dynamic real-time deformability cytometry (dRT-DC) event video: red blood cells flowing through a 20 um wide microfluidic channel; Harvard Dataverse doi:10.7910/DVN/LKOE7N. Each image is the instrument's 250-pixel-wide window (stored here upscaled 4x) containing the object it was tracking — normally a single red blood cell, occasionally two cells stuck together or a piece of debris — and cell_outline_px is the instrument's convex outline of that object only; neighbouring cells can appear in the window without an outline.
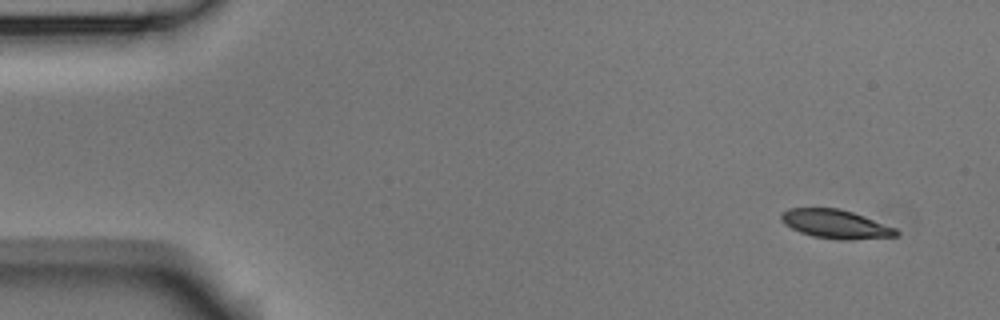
{"species": "Egyptian fruit bat (a non-hibernating species)", "species_latin": "Rousettus aegyptiacus", "temperature_condition": "room temperature", "stored_images_in_passage": 5, "camera_frame_rate_fps": 3000, "um_per_image_px": 0.085, "animal": {"sex": "male"}, "frame": {"image": 1, "passage_image": 1, "time_ms": 0.0, "image_size_px": [1000, 320], "cell_outline_px": [[900, 232], [896, 236], [852, 240], [840, 240], [812, 236], [800, 232], [784, 224], [780, 220], [780, 216], [788, 208], [840, 208], [864, 216], [896, 228]], "centroid_in_image_um": [71.03, 19.05], "position_along_channel_um": 14.0, "area_um2": 19.31}}
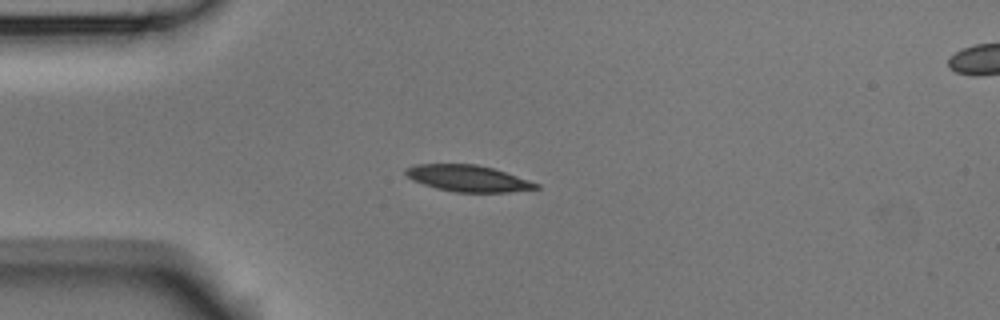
{"frame": {"image": 2, "passage_image": 4, "time_ms": 1.0, "image_size_px": [1000, 320], "cell_outline_px": [[540, 188], [508, 192], [456, 192], [436, 188], [412, 180], [404, 172], [404, 168], [416, 164], [476, 164], [492, 168], [540, 184]], "centroid_in_image_um": [39.75, 15.16], "position_along_channel_um": 45.3, "area_um2": 19.88}}